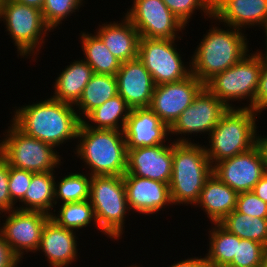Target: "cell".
Segmentation results:
<instances>
[{
    "label": "cell",
    "instance_id": "cell-6",
    "mask_svg": "<svg viewBox=\"0 0 267 267\" xmlns=\"http://www.w3.org/2000/svg\"><path fill=\"white\" fill-rule=\"evenodd\" d=\"M89 201L102 234L109 239H121L130 212L123 176H91Z\"/></svg>",
    "mask_w": 267,
    "mask_h": 267
},
{
    "label": "cell",
    "instance_id": "cell-12",
    "mask_svg": "<svg viewBox=\"0 0 267 267\" xmlns=\"http://www.w3.org/2000/svg\"><path fill=\"white\" fill-rule=\"evenodd\" d=\"M127 10L125 16L137 29L140 38L182 39L178 34L186 26L162 0H133L132 7Z\"/></svg>",
    "mask_w": 267,
    "mask_h": 267
},
{
    "label": "cell",
    "instance_id": "cell-14",
    "mask_svg": "<svg viewBox=\"0 0 267 267\" xmlns=\"http://www.w3.org/2000/svg\"><path fill=\"white\" fill-rule=\"evenodd\" d=\"M204 87L192 74L177 82L157 85L149 108L170 127Z\"/></svg>",
    "mask_w": 267,
    "mask_h": 267
},
{
    "label": "cell",
    "instance_id": "cell-38",
    "mask_svg": "<svg viewBox=\"0 0 267 267\" xmlns=\"http://www.w3.org/2000/svg\"><path fill=\"white\" fill-rule=\"evenodd\" d=\"M9 165L0 155V214L17 209L10 197L9 188Z\"/></svg>",
    "mask_w": 267,
    "mask_h": 267
},
{
    "label": "cell",
    "instance_id": "cell-40",
    "mask_svg": "<svg viewBox=\"0 0 267 267\" xmlns=\"http://www.w3.org/2000/svg\"><path fill=\"white\" fill-rule=\"evenodd\" d=\"M19 258L12 252L0 233V267H18Z\"/></svg>",
    "mask_w": 267,
    "mask_h": 267
},
{
    "label": "cell",
    "instance_id": "cell-17",
    "mask_svg": "<svg viewBox=\"0 0 267 267\" xmlns=\"http://www.w3.org/2000/svg\"><path fill=\"white\" fill-rule=\"evenodd\" d=\"M123 182L128 206L133 214L137 211L139 214L154 215L166 206H173L167 183L131 174H124Z\"/></svg>",
    "mask_w": 267,
    "mask_h": 267
},
{
    "label": "cell",
    "instance_id": "cell-46",
    "mask_svg": "<svg viewBox=\"0 0 267 267\" xmlns=\"http://www.w3.org/2000/svg\"><path fill=\"white\" fill-rule=\"evenodd\" d=\"M259 267H267V257L261 262Z\"/></svg>",
    "mask_w": 267,
    "mask_h": 267
},
{
    "label": "cell",
    "instance_id": "cell-34",
    "mask_svg": "<svg viewBox=\"0 0 267 267\" xmlns=\"http://www.w3.org/2000/svg\"><path fill=\"white\" fill-rule=\"evenodd\" d=\"M267 257V247L253 240L237 236V250L228 267H259Z\"/></svg>",
    "mask_w": 267,
    "mask_h": 267
},
{
    "label": "cell",
    "instance_id": "cell-2",
    "mask_svg": "<svg viewBox=\"0 0 267 267\" xmlns=\"http://www.w3.org/2000/svg\"><path fill=\"white\" fill-rule=\"evenodd\" d=\"M226 27L228 28L224 30L219 26H212L209 32L203 35L202 41L200 40L189 61L191 74L204 85L249 53V41L243 30Z\"/></svg>",
    "mask_w": 267,
    "mask_h": 267
},
{
    "label": "cell",
    "instance_id": "cell-43",
    "mask_svg": "<svg viewBox=\"0 0 267 267\" xmlns=\"http://www.w3.org/2000/svg\"><path fill=\"white\" fill-rule=\"evenodd\" d=\"M256 145L259 148L262 158H263V164H264V169H265V174H267V135H262L259 133L257 134V140H256Z\"/></svg>",
    "mask_w": 267,
    "mask_h": 267
},
{
    "label": "cell",
    "instance_id": "cell-32",
    "mask_svg": "<svg viewBox=\"0 0 267 267\" xmlns=\"http://www.w3.org/2000/svg\"><path fill=\"white\" fill-rule=\"evenodd\" d=\"M86 174L84 172H71L60 178L59 182L58 180L55 182V208L58 202L59 204H63L82 202L90 199L91 175Z\"/></svg>",
    "mask_w": 267,
    "mask_h": 267
},
{
    "label": "cell",
    "instance_id": "cell-11",
    "mask_svg": "<svg viewBox=\"0 0 267 267\" xmlns=\"http://www.w3.org/2000/svg\"><path fill=\"white\" fill-rule=\"evenodd\" d=\"M229 108L204 87L194 98L192 104L170 126L171 135H180L174 139L175 143H191V138L185 136L193 134H208L218 124L221 116Z\"/></svg>",
    "mask_w": 267,
    "mask_h": 267
},
{
    "label": "cell",
    "instance_id": "cell-16",
    "mask_svg": "<svg viewBox=\"0 0 267 267\" xmlns=\"http://www.w3.org/2000/svg\"><path fill=\"white\" fill-rule=\"evenodd\" d=\"M127 149V170L131 174L169 184L172 177V144Z\"/></svg>",
    "mask_w": 267,
    "mask_h": 267
},
{
    "label": "cell",
    "instance_id": "cell-45",
    "mask_svg": "<svg viewBox=\"0 0 267 267\" xmlns=\"http://www.w3.org/2000/svg\"><path fill=\"white\" fill-rule=\"evenodd\" d=\"M264 29V33H266V39H265V44H266V47H265V53H267V18L265 19V21L263 22V24L261 25Z\"/></svg>",
    "mask_w": 267,
    "mask_h": 267
},
{
    "label": "cell",
    "instance_id": "cell-21",
    "mask_svg": "<svg viewBox=\"0 0 267 267\" xmlns=\"http://www.w3.org/2000/svg\"><path fill=\"white\" fill-rule=\"evenodd\" d=\"M77 239L75 231L49 219L43 227L38 252L44 253L50 267H68L78 259Z\"/></svg>",
    "mask_w": 267,
    "mask_h": 267
},
{
    "label": "cell",
    "instance_id": "cell-30",
    "mask_svg": "<svg viewBox=\"0 0 267 267\" xmlns=\"http://www.w3.org/2000/svg\"><path fill=\"white\" fill-rule=\"evenodd\" d=\"M219 224L241 239L253 240L267 247V218L250 217L234 210Z\"/></svg>",
    "mask_w": 267,
    "mask_h": 267
},
{
    "label": "cell",
    "instance_id": "cell-22",
    "mask_svg": "<svg viewBox=\"0 0 267 267\" xmlns=\"http://www.w3.org/2000/svg\"><path fill=\"white\" fill-rule=\"evenodd\" d=\"M107 23L99 25L94 33L121 62L136 59L138 57L140 35L130 20L123 15L121 22Z\"/></svg>",
    "mask_w": 267,
    "mask_h": 267
},
{
    "label": "cell",
    "instance_id": "cell-27",
    "mask_svg": "<svg viewBox=\"0 0 267 267\" xmlns=\"http://www.w3.org/2000/svg\"><path fill=\"white\" fill-rule=\"evenodd\" d=\"M130 111L126 101L117 94L92 110L82 123L92 129L123 131Z\"/></svg>",
    "mask_w": 267,
    "mask_h": 267
},
{
    "label": "cell",
    "instance_id": "cell-20",
    "mask_svg": "<svg viewBox=\"0 0 267 267\" xmlns=\"http://www.w3.org/2000/svg\"><path fill=\"white\" fill-rule=\"evenodd\" d=\"M267 18V0H213L212 19L243 30L263 24ZM219 20V21H218ZM245 27V28H244Z\"/></svg>",
    "mask_w": 267,
    "mask_h": 267
},
{
    "label": "cell",
    "instance_id": "cell-9",
    "mask_svg": "<svg viewBox=\"0 0 267 267\" xmlns=\"http://www.w3.org/2000/svg\"><path fill=\"white\" fill-rule=\"evenodd\" d=\"M0 21L9 32L19 55L34 57L45 44V37L51 29L44 23L42 11L38 8L19 4L13 0H2ZM39 48V49H38Z\"/></svg>",
    "mask_w": 267,
    "mask_h": 267
},
{
    "label": "cell",
    "instance_id": "cell-47",
    "mask_svg": "<svg viewBox=\"0 0 267 267\" xmlns=\"http://www.w3.org/2000/svg\"><path fill=\"white\" fill-rule=\"evenodd\" d=\"M131 267H140V266H138V265H136V264H135V265L133 264V265H131Z\"/></svg>",
    "mask_w": 267,
    "mask_h": 267
},
{
    "label": "cell",
    "instance_id": "cell-39",
    "mask_svg": "<svg viewBox=\"0 0 267 267\" xmlns=\"http://www.w3.org/2000/svg\"><path fill=\"white\" fill-rule=\"evenodd\" d=\"M261 53V75L258 83V88L255 94V112L261 114L267 109V53Z\"/></svg>",
    "mask_w": 267,
    "mask_h": 267
},
{
    "label": "cell",
    "instance_id": "cell-37",
    "mask_svg": "<svg viewBox=\"0 0 267 267\" xmlns=\"http://www.w3.org/2000/svg\"><path fill=\"white\" fill-rule=\"evenodd\" d=\"M235 210L250 217L267 218V203L253 191L238 194Z\"/></svg>",
    "mask_w": 267,
    "mask_h": 267
},
{
    "label": "cell",
    "instance_id": "cell-5",
    "mask_svg": "<svg viewBox=\"0 0 267 267\" xmlns=\"http://www.w3.org/2000/svg\"><path fill=\"white\" fill-rule=\"evenodd\" d=\"M261 115L244 106L229 108L211 131L206 154L212 167L225 159L249 151L256 145L257 116ZM256 117V118H255Z\"/></svg>",
    "mask_w": 267,
    "mask_h": 267
},
{
    "label": "cell",
    "instance_id": "cell-18",
    "mask_svg": "<svg viewBox=\"0 0 267 267\" xmlns=\"http://www.w3.org/2000/svg\"><path fill=\"white\" fill-rule=\"evenodd\" d=\"M116 78L118 94L131 109L149 108L155 84L138 57L122 62Z\"/></svg>",
    "mask_w": 267,
    "mask_h": 267
},
{
    "label": "cell",
    "instance_id": "cell-36",
    "mask_svg": "<svg viewBox=\"0 0 267 267\" xmlns=\"http://www.w3.org/2000/svg\"><path fill=\"white\" fill-rule=\"evenodd\" d=\"M31 171L19 169L9 165V181L8 188L12 202L16 204L21 202L25 196L28 186L31 183Z\"/></svg>",
    "mask_w": 267,
    "mask_h": 267
},
{
    "label": "cell",
    "instance_id": "cell-3",
    "mask_svg": "<svg viewBox=\"0 0 267 267\" xmlns=\"http://www.w3.org/2000/svg\"><path fill=\"white\" fill-rule=\"evenodd\" d=\"M77 139L74 153L89 168V175L123 176L126 173L127 148L123 131L92 129L81 122Z\"/></svg>",
    "mask_w": 267,
    "mask_h": 267
},
{
    "label": "cell",
    "instance_id": "cell-44",
    "mask_svg": "<svg viewBox=\"0 0 267 267\" xmlns=\"http://www.w3.org/2000/svg\"><path fill=\"white\" fill-rule=\"evenodd\" d=\"M13 1H15L19 4L38 8L40 10H42L43 5H44V0H13Z\"/></svg>",
    "mask_w": 267,
    "mask_h": 267
},
{
    "label": "cell",
    "instance_id": "cell-33",
    "mask_svg": "<svg viewBox=\"0 0 267 267\" xmlns=\"http://www.w3.org/2000/svg\"><path fill=\"white\" fill-rule=\"evenodd\" d=\"M83 0H44L42 8V17L44 23L52 30L62 23L72 13L78 11L84 6Z\"/></svg>",
    "mask_w": 267,
    "mask_h": 267
},
{
    "label": "cell",
    "instance_id": "cell-7",
    "mask_svg": "<svg viewBox=\"0 0 267 267\" xmlns=\"http://www.w3.org/2000/svg\"><path fill=\"white\" fill-rule=\"evenodd\" d=\"M260 75L261 53L249 52L239 62L211 78L205 87L228 108H235L232 101L247 99L250 104H245V108L255 111V94Z\"/></svg>",
    "mask_w": 267,
    "mask_h": 267
},
{
    "label": "cell",
    "instance_id": "cell-15",
    "mask_svg": "<svg viewBox=\"0 0 267 267\" xmlns=\"http://www.w3.org/2000/svg\"><path fill=\"white\" fill-rule=\"evenodd\" d=\"M212 173L238 194L252 191L265 174L261 152L255 145L247 152L216 163Z\"/></svg>",
    "mask_w": 267,
    "mask_h": 267
},
{
    "label": "cell",
    "instance_id": "cell-41",
    "mask_svg": "<svg viewBox=\"0 0 267 267\" xmlns=\"http://www.w3.org/2000/svg\"><path fill=\"white\" fill-rule=\"evenodd\" d=\"M193 257L192 258H187L181 261H177V263H174L173 265L169 267H209L207 263L205 262L204 257Z\"/></svg>",
    "mask_w": 267,
    "mask_h": 267
},
{
    "label": "cell",
    "instance_id": "cell-10",
    "mask_svg": "<svg viewBox=\"0 0 267 267\" xmlns=\"http://www.w3.org/2000/svg\"><path fill=\"white\" fill-rule=\"evenodd\" d=\"M177 39L140 38L138 58L149 71L155 86L177 82L191 74V63L186 66L177 51ZM175 45V46H174Z\"/></svg>",
    "mask_w": 267,
    "mask_h": 267
},
{
    "label": "cell",
    "instance_id": "cell-8",
    "mask_svg": "<svg viewBox=\"0 0 267 267\" xmlns=\"http://www.w3.org/2000/svg\"><path fill=\"white\" fill-rule=\"evenodd\" d=\"M6 131L0 140V155L8 165L33 173L55 171L61 165L63 158L53 145L28 136L12 121Z\"/></svg>",
    "mask_w": 267,
    "mask_h": 267
},
{
    "label": "cell",
    "instance_id": "cell-35",
    "mask_svg": "<svg viewBox=\"0 0 267 267\" xmlns=\"http://www.w3.org/2000/svg\"><path fill=\"white\" fill-rule=\"evenodd\" d=\"M176 18L185 26L196 10L204 13L205 18L212 19L213 0H162Z\"/></svg>",
    "mask_w": 267,
    "mask_h": 267
},
{
    "label": "cell",
    "instance_id": "cell-19",
    "mask_svg": "<svg viewBox=\"0 0 267 267\" xmlns=\"http://www.w3.org/2000/svg\"><path fill=\"white\" fill-rule=\"evenodd\" d=\"M127 149L165 144L170 127L150 108L131 109L124 127Z\"/></svg>",
    "mask_w": 267,
    "mask_h": 267
},
{
    "label": "cell",
    "instance_id": "cell-26",
    "mask_svg": "<svg viewBox=\"0 0 267 267\" xmlns=\"http://www.w3.org/2000/svg\"><path fill=\"white\" fill-rule=\"evenodd\" d=\"M118 94L117 78L108 74H93L84 87L82 96L74 105L82 121L92 110ZM83 114V115H82Z\"/></svg>",
    "mask_w": 267,
    "mask_h": 267
},
{
    "label": "cell",
    "instance_id": "cell-31",
    "mask_svg": "<svg viewBox=\"0 0 267 267\" xmlns=\"http://www.w3.org/2000/svg\"><path fill=\"white\" fill-rule=\"evenodd\" d=\"M58 206H60L59 211L50 215V219L58 226L76 232V230L84 229L90 226L91 222H94L93 226L95 224V227L102 232L97 226L94 210L89 200L63 203Z\"/></svg>",
    "mask_w": 267,
    "mask_h": 267
},
{
    "label": "cell",
    "instance_id": "cell-13",
    "mask_svg": "<svg viewBox=\"0 0 267 267\" xmlns=\"http://www.w3.org/2000/svg\"><path fill=\"white\" fill-rule=\"evenodd\" d=\"M3 216L6 219L2 220L3 223H0V233L12 252L22 262L23 255L38 251L41 243V233L44 225L50 219V215L39 211L15 209L5 212L2 216L0 214V218H3Z\"/></svg>",
    "mask_w": 267,
    "mask_h": 267
},
{
    "label": "cell",
    "instance_id": "cell-25",
    "mask_svg": "<svg viewBox=\"0 0 267 267\" xmlns=\"http://www.w3.org/2000/svg\"><path fill=\"white\" fill-rule=\"evenodd\" d=\"M55 171L34 173L18 210L39 211L51 215L55 207ZM53 210V212H52ZM51 211V212H50Z\"/></svg>",
    "mask_w": 267,
    "mask_h": 267
},
{
    "label": "cell",
    "instance_id": "cell-28",
    "mask_svg": "<svg viewBox=\"0 0 267 267\" xmlns=\"http://www.w3.org/2000/svg\"><path fill=\"white\" fill-rule=\"evenodd\" d=\"M82 51L85 55L84 60L92 68L95 74H108L116 76L121 66V61L116 58L94 33H80Z\"/></svg>",
    "mask_w": 267,
    "mask_h": 267
},
{
    "label": "cell",
    "instance_id": "cell-24",
    "mask_svg": "<svg viewBox=\"0 0 267 267\" xmlns=\"http://www.w3.org/2000/svg\"><path fill=\"white\" fill-rule=\"evenodd\" d=\"M93 74L92 68L83 58L74 60L55 79L53 84L55 91L51 97L75 105Z\"/></svg>",
    "mask_w": 267,
    "mask_h": 267
},
{
    "label": "cell",
    "instance_id": "cell-23",
    "mask_svg": "<svg viewBox=\"0 0 267 267\" xmlns=\"http://www.w3.org/2000/svg\"><path fill=\"white\" fill-rule=\"evenodd\" d=\"M238 193L223 183L215 174L205 181L198 201L199 206L212 223H220L236 207Z\"/></svg>",
    "mask_w": 267,
    "mask_h": 267
},
{
    "label": "cell",
    "instance_id": "cell-42",
    "mask_svg": "<svg viewBox=\"0 0 267 267\" xmlns=\"http://www.w3.org/2000/svg\"><path fill=\"white\" fill-rule=\"evenodd\" d=\"M262 201L267 203V174H264L252 190Z\"/></svg>",
    "mask_w": 267,
    "mask_h": 267
},
{
    "label": "cell",
    "instance_id": "cell-1",
    "mask_svg": "<svg viewBox=\"0 0 267 267\" xmlns=\"http://www.w3.org/2000/svg\"><path fill=\"white\" fill-rule=\"evenodd\" d=\"M11 121L28 136L57 148L77 140L82 122L74 105L51 96L42 101L15 108Z\"/></svg>",
    "mask_w": 267,
    "mask_h": 267
},
{
    "label": "cell",
    "instance_id": "cell-29",
    "mask_svg": "<svg viewBox=\"0 0 267 267\" xmlns=\"http://www.w3.org/2000/svg\"><path fill=\"white\" fill-rule=\"evenodd\" d=\"M209 229V249L205 254V262L209 267H228L237 250V236L228 232L219 223H213Z\"/></svg>",
    "mask_w": 267,
    "mask_h": 267
},
{
    "label": "cell",
    "instance_id": "cell-4",
    "mask_svg": "<svg viewBox=\"0 0 267 267\" xmlns=\"http://www.w3.org/2000/svg\"><path fill=\"white\" fill-rule=\"evenodd\" d=\"M212 174V165L205 145L199 143L172 144V177L169 183L174 205H195L206 179Z\"/></svg>",
    "mask_w": 267,
    "mask_h": 267
}]
</instances>
